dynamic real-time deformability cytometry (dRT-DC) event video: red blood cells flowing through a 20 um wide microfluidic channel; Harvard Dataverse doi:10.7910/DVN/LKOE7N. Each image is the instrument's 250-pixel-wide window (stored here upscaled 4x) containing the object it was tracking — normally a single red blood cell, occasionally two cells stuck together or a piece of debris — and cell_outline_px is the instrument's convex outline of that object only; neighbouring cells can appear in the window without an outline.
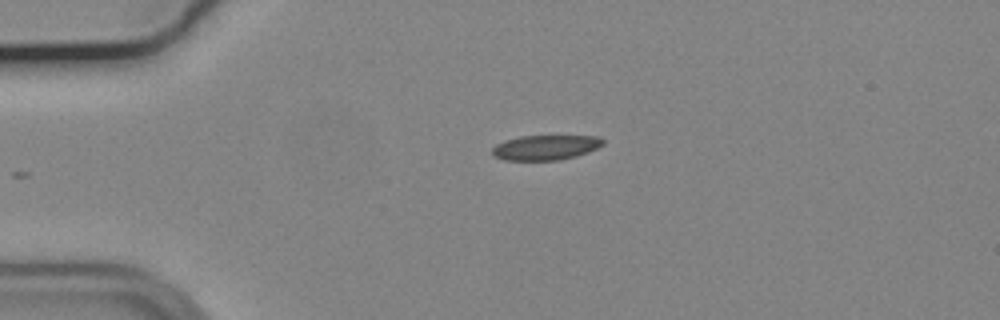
{"species": "common noctule bat (a hibernating species)", "species_latin": "Nyctalus noctula", "temperature_condition": "cold", "stored_images_in_passage": 44, "camera_frame_rate_fps": 3000, "um_per_image_px": 0.085, "animal": {"sex": "male", "body_mass_g": 19.2, "forearm_length_mm": 51.8}, "frame": {"image": 1, "passage_image": 1, "time_ms": 0.0, "image_size_px": [1000, 320], "cell_outline_px": [[604, 144], [588, 152], [576, 156], [560, 160], [504, 160], [496, 156], [492, 152], [492, 148], [496, 144], [504, 140], [520, 136], [600, 136], [604, 140]], "centroid_in_image_um": [46.38, 12.53], "position_along_channel_um": 38.6, "area_um2": 16.07}}
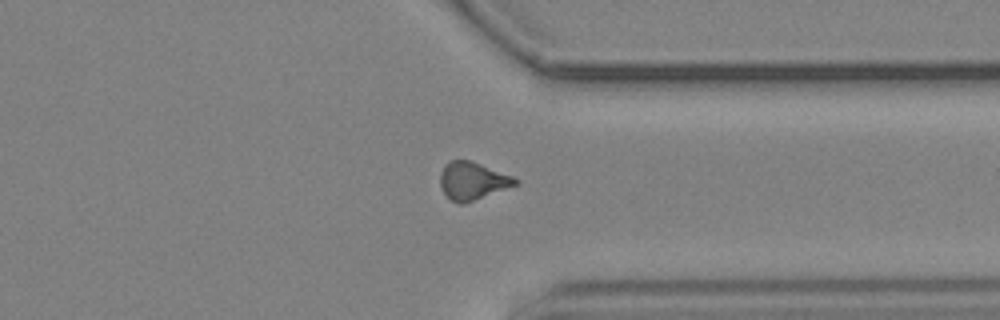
{"frame": {"image": 2, "passage_image": 31, "time_ms": 10.0, "image_size_px": [1000, 320], "cell_outline_px": [[520, 184], [464, 204], [460, 204], [452, 200], [444, 192], [440, 184], [440, 172], [444, 164], [448, 160], [468, 160], [480, 164], [512, 176], [520, 180]], "centroid_in_image_um": [40.18, 15.37], "position_along_channel_um": 371.2, "area_um2": 16.53}}
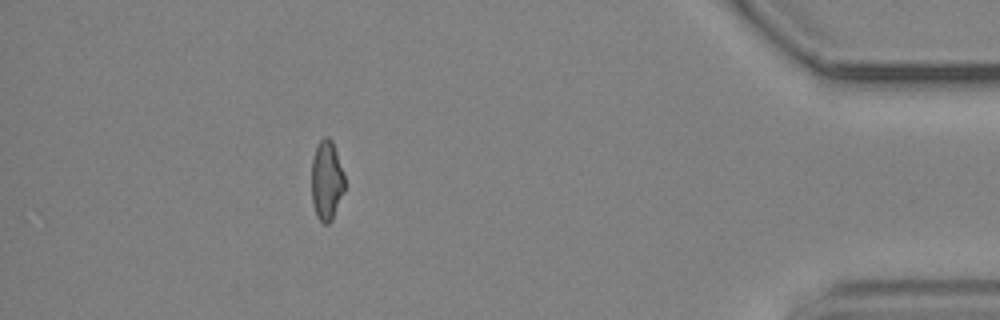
{"frame": {"image": 3, "passage_image": 38, "time_ms": 12.333, "image_size_px": [1000, 320], "cell_outline_px": [[344, 192], [332, 220], [328, 224], [324, 224], [316, 216], [312, 204], [312, 160], [316, 144], [324, 136], [328, 136], [332, 140], [344, 176]], "centroid_in_image_um": [27.75, 15.34], "position_along_channel_um": 407.5, "area_um2": 15.43}, "authors_computed_cell_mechanics": {"area_um2": 16.4152, "velocity_mm_per_s": 3.7057, "shape_relaxation_time_tau1_ms": null, "shape_relaxation_time_tau2_ms": 7.5373, "deformation_change_tau1": null, "deformation_change_tau2": 0.1606}}